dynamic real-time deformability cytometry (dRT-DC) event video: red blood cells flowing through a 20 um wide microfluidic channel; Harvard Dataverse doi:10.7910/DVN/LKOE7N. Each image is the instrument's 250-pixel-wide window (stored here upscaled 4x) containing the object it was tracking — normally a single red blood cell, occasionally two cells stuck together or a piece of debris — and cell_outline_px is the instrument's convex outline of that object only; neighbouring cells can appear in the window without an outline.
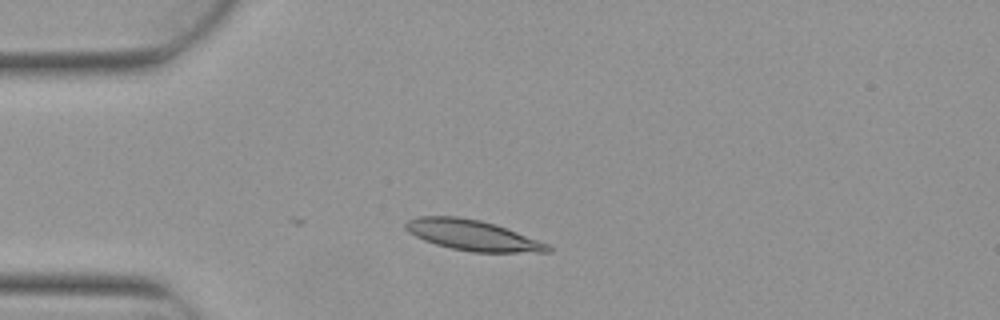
{"species": "Egyptian fruit bat (a non-hibernating species)", "species_latin": "Rousettus aegyptiacus", "temperature_condition": "warm", "stored_images_in_passage": 5, "camera_frame_rate_fps": 3000, "um_per_image_px": 0.085, "animal": {"sex": "female"}, "frame": {"image": 1, "passage_image": 3, "time_ms": 0.667, "image_size_px": [1000, 320], "cell_outline_px": [[552, 252], [472, 252], [452, 248], [436, 244], [424, 240], [408, 232], [404, 228], [404, 224], [408, 220], [420, 216], [456, 216], [480, 220], [496, 224], [548, 244], [552, 248]], "centroid_in_image_um": [40.15, 19.99], "position_along_channel_um": 44.8, "area_um2": 25.14}}
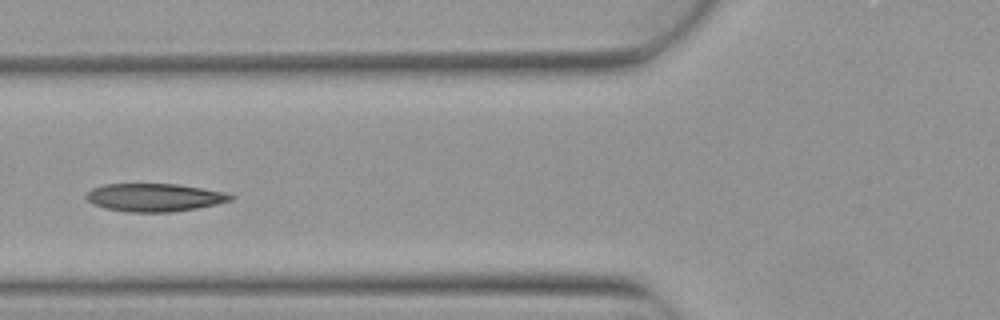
{"frame": {"image": 2, "passage_image": 5, "time_ms": 1.333, "image_size_px": [1000, 320], "cell_outline_px": [[236, 196], [232, 200], [216, 204], [196, 208], [172, 212], [124, 212], [104, 208], [92, 204], [84, 196], [92, 188], [104, 184], [176, 184], [204, 188], [228, 192]], "centroid_in_image_um": [13.14, 16.78], "position_along_channel_um": 112.7, "area_um2": 23.81}}